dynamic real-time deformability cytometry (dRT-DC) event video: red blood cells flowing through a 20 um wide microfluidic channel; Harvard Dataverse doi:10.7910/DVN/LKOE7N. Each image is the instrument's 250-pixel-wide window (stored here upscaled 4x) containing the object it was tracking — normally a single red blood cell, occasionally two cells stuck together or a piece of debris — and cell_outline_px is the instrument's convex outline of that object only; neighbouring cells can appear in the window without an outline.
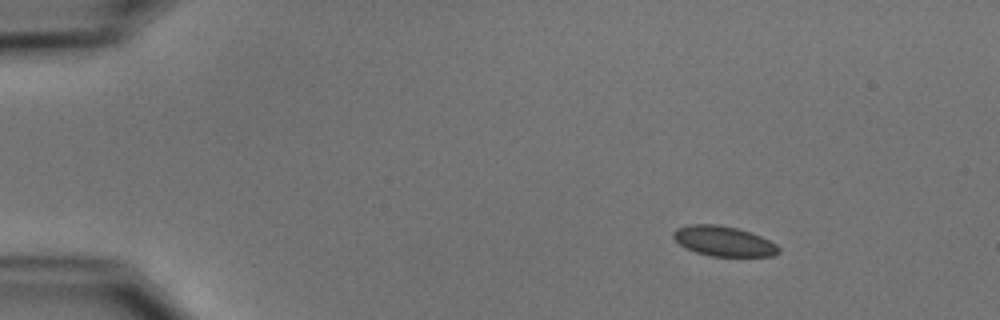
{"species": "common noctule bat (a hibernating species)", "species_latin": "Nyctalus noctula", "temperature_condition": "cold", "stored_images_in_passage": 5, "camera_frame_rate_fps": 3000, "um_per_image_px": 0.085, "animal": {"sex": "male", "body_mass_g": 15.6}, "frame": {"image": 1, "passage_image": 1, "time_ms": 0.0, "image_size_px": [1000, 320], "cell_outline_px": [[780, 252], [772, 256], [712, 256], [696, 252], [680, 244], [672, 236], [672, 232], [676, 228], [688, 224], [716, 224], [736, 228], [760, 236], [776, 244], [780, 248]], "centroid_in_image_um": [61.49, 20.49], "position_along_channel_um": 23.5, "area_um2": 18.26}}
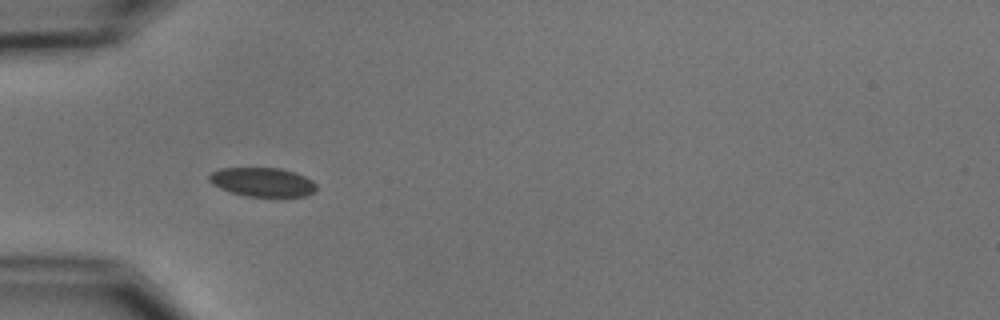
{"frame": {"image": 2, "passage_image": 4, "time_ms": 3.333, "image_size_px": [1000, 320], "cell_outline_px": [[316, 188], [312, 192], [304, 196], [244, 196], [220, 188], [212, 184], [208, 180], [208, 176], [212, 172], [220, 168], [280, 168], [304, 176], [312, 180], [316, 184]], "centroid_in_image_um": [22.27, 15.47], "position_along_channel_um": 62.7, "area_um2": 17.92}}